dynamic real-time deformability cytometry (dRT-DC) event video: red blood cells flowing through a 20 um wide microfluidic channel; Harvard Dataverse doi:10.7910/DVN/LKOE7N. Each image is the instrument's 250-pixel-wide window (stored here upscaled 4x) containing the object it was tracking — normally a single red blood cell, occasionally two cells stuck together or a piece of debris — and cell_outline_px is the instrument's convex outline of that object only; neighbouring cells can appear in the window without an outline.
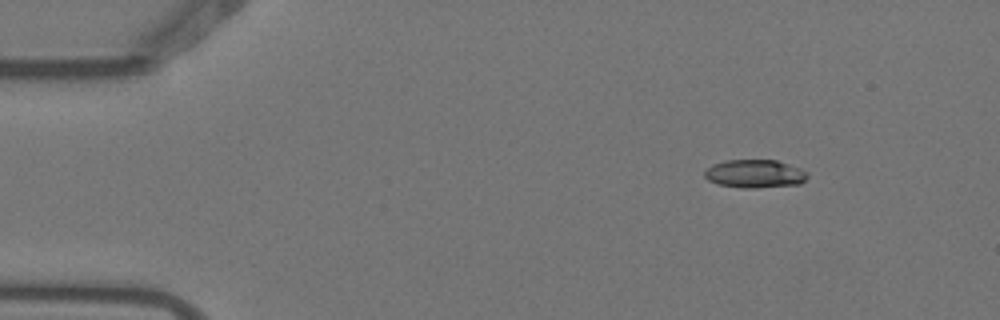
{"species": "Egyptian fruit bat (a non-hibernating species)", "species_latin": "Rousettus aegyptiacus", "temperature_condition": "warm", "stored_images_in_passage": 5, "camera_frame_rate_fps": 3000, "um_per_image_px": 0.085, "animal": {"sex": "female"}, "frame": {"image": 1, "passage_image": 1, "time_ms": 0.0, "image_size_px": [1000, 320], "cell_outline_px": [[808, 176], [800, 184], [756, 188], [744, 188], [716, 184], [708, 180], [704, 176], [704, 172], [712, 164], [728, 160], [776, 160], [800, 168], [808, 172]], "centroid_in_image_um": [64.16, 14.77], "position_along_channel_um": 20.8, "area_um2": 16.94}}
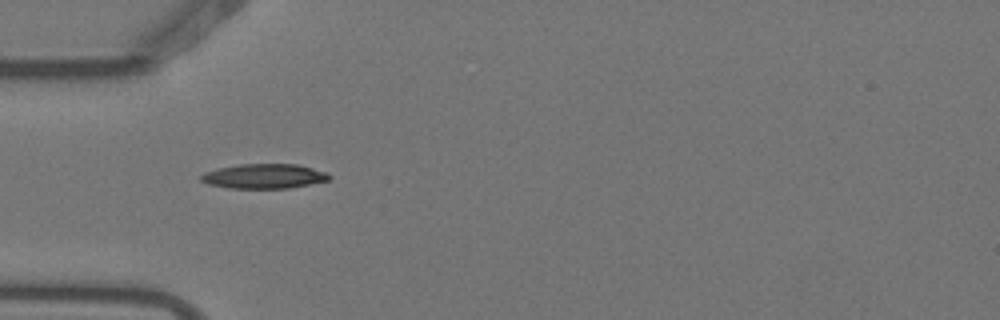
{"frame": {"image": 2, "passage_image": 4, "time_ms": 1.0, "image_size_px": [1000, 320], "cell_outline_px": [[332, 176], [328, 180], [288, 188], [232, 188], [208, 184], [200, 180], [200, 176], [204, 172], [216, 168], [240, 164], [296, 164], [328, 172]], "centroid_in_image_um": [22.43, 14.97], "position_along_channel_um": 62.6, "area_um2": 18.38}}
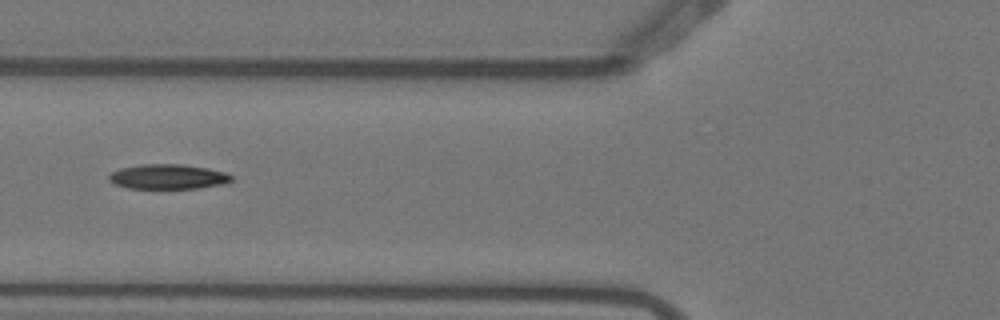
{"frame": {"image": 3, "passage_image": 5, "time_ms": 1.333, "image_size_px": [1000, 320], "cell_outline_px": [[232, 180], [220, 184], [196, 188], [128, 188], [116, 184], [108, 180], [108, 176], [112, 172], [120, 168], [140, 164], [184, 164], [208, 168], [224, 172], [232, 176]], "centroid_in_image_um": [14.24, 15.0], "position_along_channel_um": 111.6, "area_um2": 17.57}}